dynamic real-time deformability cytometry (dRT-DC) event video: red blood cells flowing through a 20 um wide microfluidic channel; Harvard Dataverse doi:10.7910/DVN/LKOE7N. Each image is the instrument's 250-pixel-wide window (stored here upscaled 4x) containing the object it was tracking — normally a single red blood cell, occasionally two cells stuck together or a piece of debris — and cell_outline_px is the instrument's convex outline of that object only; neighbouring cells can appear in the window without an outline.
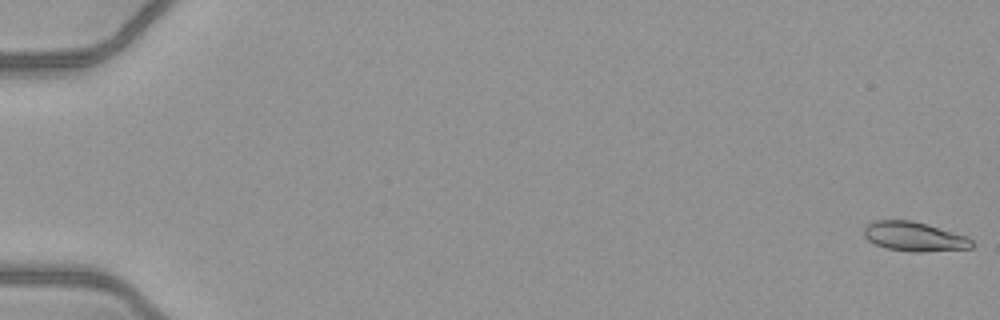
{"species": "common noctule bat (a hibernating species)", "species_latin": "Nyctalus noctula", "temperature_condition": "warm", "stored_images_in_passage": 52, "camera_frame_rate_fps": 3000, "um_per_image_px": 0.085, "animal": {"sex": "female", "body_mass_g": 21.9}, "frame": {"image": 1, "passage_image": 1, "time_ms": 0.0, "image_size_px": [1000, 320], "cell_outline_px": [[972, 248], [920, 252], [912, 252], [884, 248], [868, 240], [864, 236], [864, 228], [868, 224], [876, 220], [912, 220], [968, 236], [972, 240]], "centroid_in_image_um": [77.71, 20.11], "position_along_channel_um": 7.3, "area_um2": 18.44}}
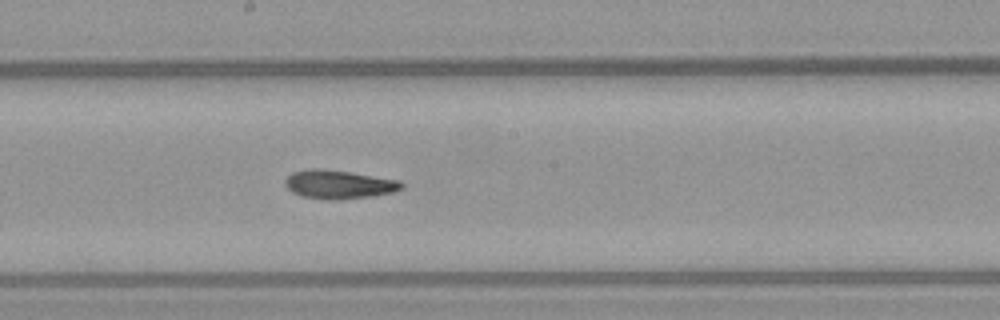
{"frame": {"image": 2, "passage_image": 30, "time_ms": 9.667, "image_size_px": [1000, 320], "cell_outline_px": [[404, 188], [392, 192], [372, 196], [336, 200], [328, 200], [300, 196], [292, 192], [284, 184], [284, 180], [292, 172], [312, 168], [320, 168], [348, 172], [400, 180], [404, 184]], "centroid_in_image_um": [28.78, 15.68], "position_along_channel_um": 219.4, "area_um2": 19.48}}
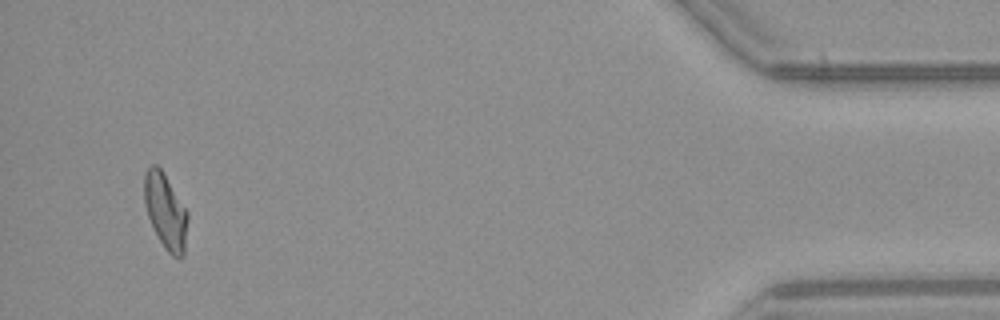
{"frame": {"image": 3, "passage_image": 50, "time_ms": 16.333, "image_size_px": [1000, 320], "cell_outline_px": [[188, 220], [184, 256], [172, 256], [164, 248], [148, 216], [144, 204], [144, 172], [152, 164], [156, 164], [164, 172], [188, 212]], "centroid_in_image_um": [14.07, 17.92], "position_along_channel_um": 421.1, "area_um2": 19.07}, "authors_computed_cell_mechanics": {"area_um2": 18.8717, "velocity_mm_per_s": 4.1042, "shape_relaxation_time_tau1_ms": 4.9584, "shape_relaxation_time_tau2_ms": 2.4202, "deformation_change_tau1": 0.1684, "deformation_change_tau2": 0.0959}}